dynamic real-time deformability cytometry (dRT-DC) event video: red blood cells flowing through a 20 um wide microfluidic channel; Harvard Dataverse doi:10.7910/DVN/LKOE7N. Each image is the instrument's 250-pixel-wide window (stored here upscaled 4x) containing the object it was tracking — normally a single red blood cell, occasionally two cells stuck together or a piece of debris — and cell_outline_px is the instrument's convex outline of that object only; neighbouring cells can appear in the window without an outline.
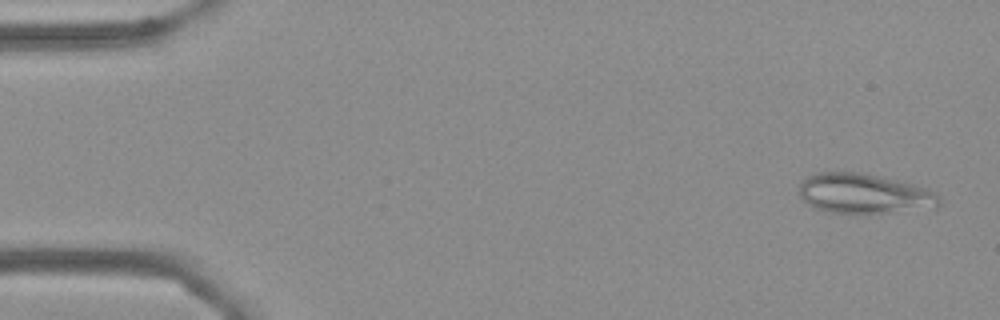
{"species": "Egyptian fruit bat (a non-hibernating species)", "species_latin": "Rousettus aegyptiacus", "temperature_condition": "cold", "stored_images_in_passage": 56, "camera_frame_rate_fps": 3000, "um_per_image_px": 0.085, "frame": {"image": 1, "passage_image": 2, "time_ms": 0.333, "image_size_px": [1000, 320], "cell_outline_px": [[940, 204], [936, 208], [884, 212], [832, 212], [816, 208], [808, 204], [800, 196], [800, 180], [804, 176], [816, 172], [860, 172], [880, 176], [928, 188], [936, 192], [940, 200]], "centroid_in_image_um": [73.44, 16.43], "position_along_channel_um": 11.6, "area_um2": 32.43}}
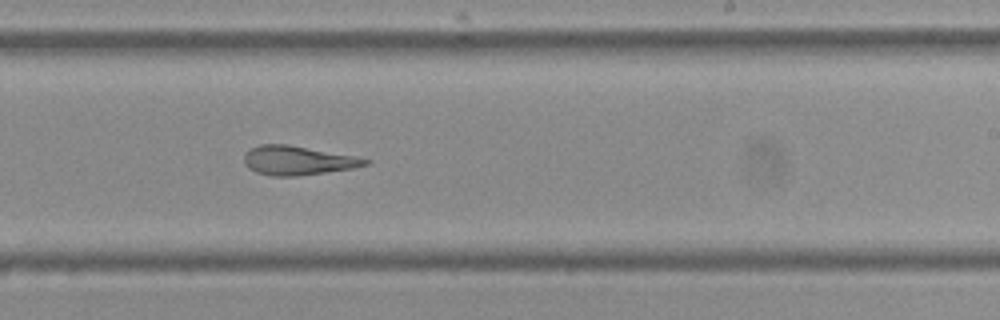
{"frame": {"image": 2, "passage_image": 33, "time_ms": 10.667, "image_size_px": [1000, 320], "cell_outline_px": [[372, 160], [368, 164], [352, 168], [296, 176], [272, 176], [256, 172], [248, 168], [244, 164], [244, 156], [252, 148], [260, 144], [288, 144], [356, 156]], "centroid_in_image_um": [25.3, 13.63], "position_along_channel_um": 263.7, "area_um2": 20.4}}
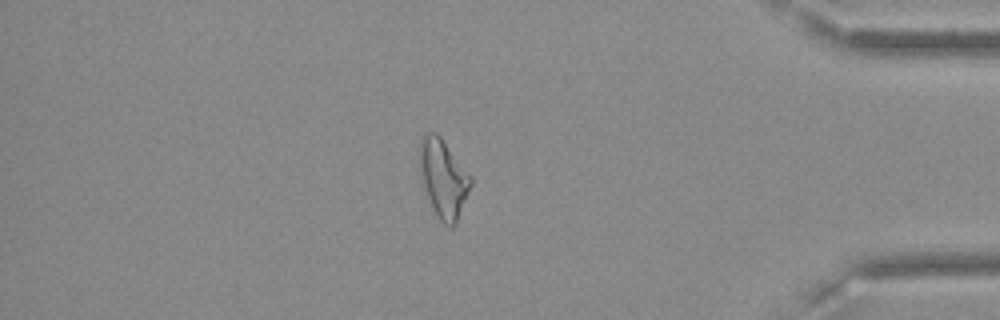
{"frame": {"image": 3, "passage_image": 47, "time_ms": 15.333, "image_size_px": [1000, 320], "cell_outline_px": [[472, 184], [456, 224], [452, 228], [448, 228], [436, 216], [432, 208], [424, 188], [420, 164], [420, 140], [424, 132], [436, 132], [440, 136], [472, 176]], "centroid_in_image_um": [37.7, 15.18], "position_along_channel_um": 397.5, "area_um2": 23.29}, "authors_computed_cell_mechanics": {"area_um2": 23.2067, "velocity_mm_per_s": 3.6078, "shape_relaxation_time_tau1_ms": null, "shape_relaxation_time_tau2_ms": 3.5475, "deformation_change_tau1": null, "deformation_change_tau2": 0.1149}}